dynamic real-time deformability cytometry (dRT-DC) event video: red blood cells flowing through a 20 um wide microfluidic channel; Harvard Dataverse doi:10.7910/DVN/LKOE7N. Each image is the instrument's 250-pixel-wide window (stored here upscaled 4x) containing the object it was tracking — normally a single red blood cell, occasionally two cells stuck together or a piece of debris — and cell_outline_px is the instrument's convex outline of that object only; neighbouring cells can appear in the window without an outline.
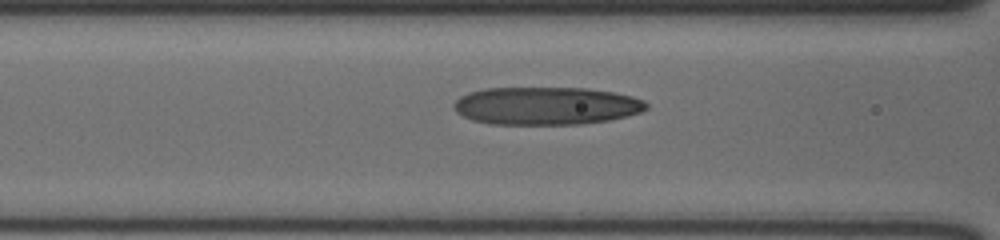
{"species": "human", "species_latin": "Homo sapiens", "temperature_condition": "cold", "stored_images_in_passage": 18, "camera_frame_rate_fps": 3000, "um_per_image_px": 0.085, "donor": {"sex": "male"}, "frame": {"image": 1, "passage_image": 9, "time_ms": 2.667, "image_size_px": [1000, 240], "cell_outline_px": [[648, 108], [640, 112], [608, 120], [580, 124], [492, 124], [472, 120], [456, 112], [452, 104], [460, 96], [468, 92], [484, 88], [584, 88], [612, 92], [632, 96], [644, 100], [648, 104]], "centroid_in_image_um": [46.39, 8.99], "position_along_channel_um": 120.2, "area_um2": 42.43}}
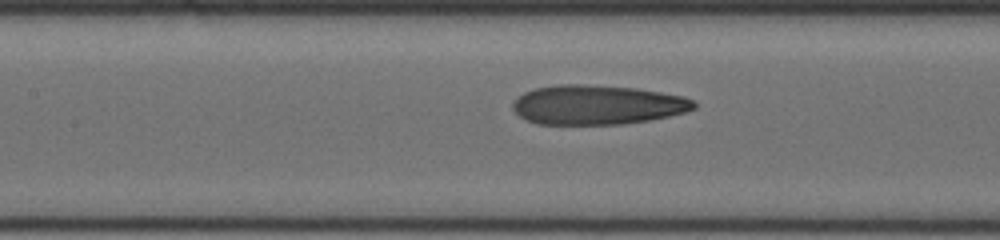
{"frame": {"image": 2, "passage_image": 12, "time_ms": 3.667, "image_size_px": [1000, 240], "cell_outline_px": [[696, 108], [684, 112], [668, 116], [648, 120], [620, 124], [536, 124], [520, 116], [512, 108], [512, 104], [524, 92], [536, 88], [560, 84], [584, 84], [636, 88], [684, 96], [692, 100], [696, 104]], "centroid_in_image_um": [50.77, 8.9], "position_along_channel_um": 156.6, "area_um2": 41.44}}
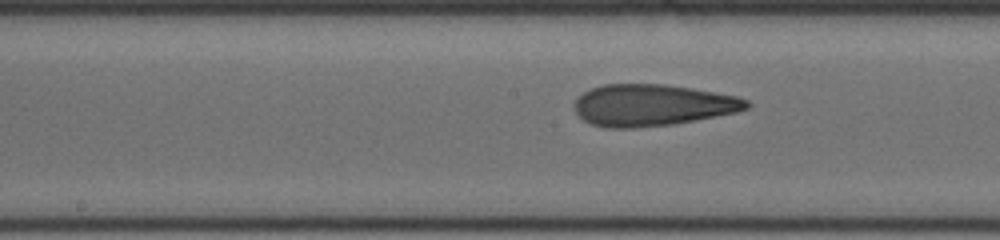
{"frame": {"image": 3, "passage_image": 15, "time_ms": 4.667, "image_size_px": [1000, 240], "cell_outline_px": [[752, 104], [748, 108], [736, 112], [716, 116], [672, 124], [632, 128], [604, 128], [592, 124], [584, 120], [576, 112], [572, 104], [584, 92], [592, 88], [604, 84], [664, 84], [692, 88], [736, 96], [748, 100]], "centroid_in_image_um": [55.44, 8.94], "position_along_channel_um": 192.8, "area_um2": 41.67}}